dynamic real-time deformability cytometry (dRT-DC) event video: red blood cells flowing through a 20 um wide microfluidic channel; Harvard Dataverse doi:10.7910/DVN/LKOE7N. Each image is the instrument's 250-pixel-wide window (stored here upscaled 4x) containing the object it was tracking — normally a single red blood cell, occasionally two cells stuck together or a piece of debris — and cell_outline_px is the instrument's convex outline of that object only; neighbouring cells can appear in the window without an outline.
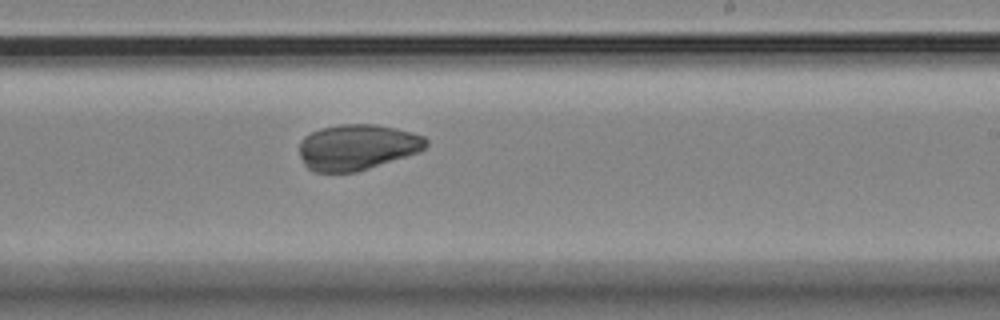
{"species": "Egyptian fruit bat (a non-hibernating species)", "species_latin": "Rousettus aegyptiacus", "temperature_condition": "room temperature", "stored_images_in_passage": 7, "camera_frame_rate_fps": 3000, "um_per_image_px": 0.085, "animal": {"sex": "female"}, "frame": {"image": 1, "passage_image": 7, "time_ms": 8.0, "image_size_px": [1000, 320], "cell_outline_px": [[428, 144], [420, 152], [356, 172], [316, 172], [308, 168], [304, 164], [300, 156], [300, 140], [304, 136], [320, 128], [340, 124], [376, 124], [396, 128], [412, 132], [424, 136], [428, 140]], "centroid_in_image_um": [30.37, 12.5], "position_along_channel_um": 258.6, "area_um2": 33.87}}